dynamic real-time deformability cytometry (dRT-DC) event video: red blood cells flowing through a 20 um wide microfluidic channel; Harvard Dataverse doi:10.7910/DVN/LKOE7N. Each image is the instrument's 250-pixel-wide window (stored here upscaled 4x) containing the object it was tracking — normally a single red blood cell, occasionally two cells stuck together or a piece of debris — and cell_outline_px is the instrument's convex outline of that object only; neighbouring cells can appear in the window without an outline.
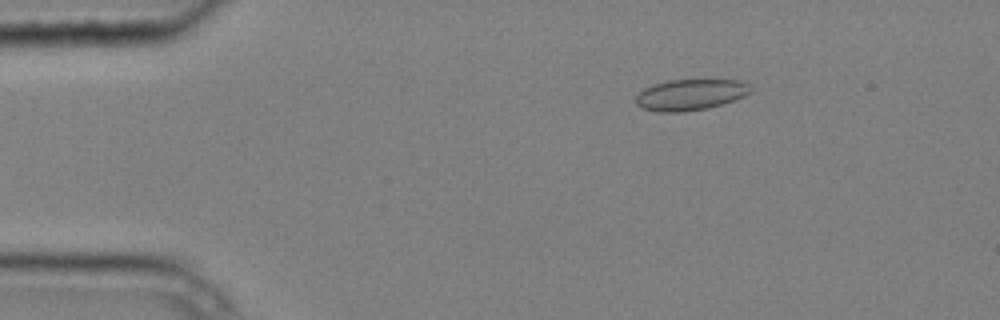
{"species": "common noctule bat (a hibernating species)", "species_latin": "Nyctalus noctula", "temperature_condition": "cold", "stored_images_in_passage": 4, "camera_frame_rate_fps": 3000, "um_per_image_px": 0.085, "animal": {"sex": "male", "body_mass_g": 20.4}, "frame": {"image": 1, "passage_image": 2, "time_ms": 0.333, "image_size_px": [1000, 320], "cell_outline_px": [[752, 92], [744, 96], [708, 108], [684, 112], [660, 112], [644, 108], [636, 104], [636, 96], [644, 88], [652, 84], [668, 80], [704, 76], [740, 80], [748, 84], [752, 88]], "centroid_in_image_um": [58.74, 7.98], "position_along_channel_um": 26.3, "area_um2": 21.73}}